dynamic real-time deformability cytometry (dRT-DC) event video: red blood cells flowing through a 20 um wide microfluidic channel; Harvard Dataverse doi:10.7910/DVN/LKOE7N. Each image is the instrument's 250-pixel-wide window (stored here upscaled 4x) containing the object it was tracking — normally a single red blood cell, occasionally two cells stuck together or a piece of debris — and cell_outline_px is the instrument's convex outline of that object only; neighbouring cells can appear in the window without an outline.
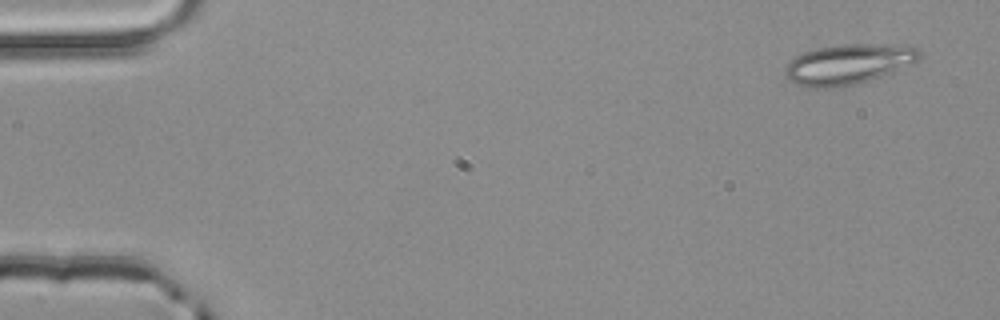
{"species": "common noctule bat (a hibernating species)", "species_latin": "Nyctalus noctula", "temperature_condition": "room temperature", "stored_images_in_passage": 4, "camera_frame_rate_fps": 3000, "um_per_image_px": 0.085, "animal": {"sex": "male", "body_mass_g": 20.4}, "frame": {"image": 1, "passage_image": 1, "time_ms": 0.0, "image_size_px": [1000, 320], "cell_outline_px": [[924, 56], [920, 60], [912, 64], [872, 80], [856, 84], [836, 88], [808, 88], [784, 80], [784, 68], [796, 56], [804, 52], [816, 48], [840, 44], [912, 44], [920, 48]], "centroid_in_image_um": [72.16, 5.45], "position_along_channel_um": 12.8, "area_um2": 32.48}}